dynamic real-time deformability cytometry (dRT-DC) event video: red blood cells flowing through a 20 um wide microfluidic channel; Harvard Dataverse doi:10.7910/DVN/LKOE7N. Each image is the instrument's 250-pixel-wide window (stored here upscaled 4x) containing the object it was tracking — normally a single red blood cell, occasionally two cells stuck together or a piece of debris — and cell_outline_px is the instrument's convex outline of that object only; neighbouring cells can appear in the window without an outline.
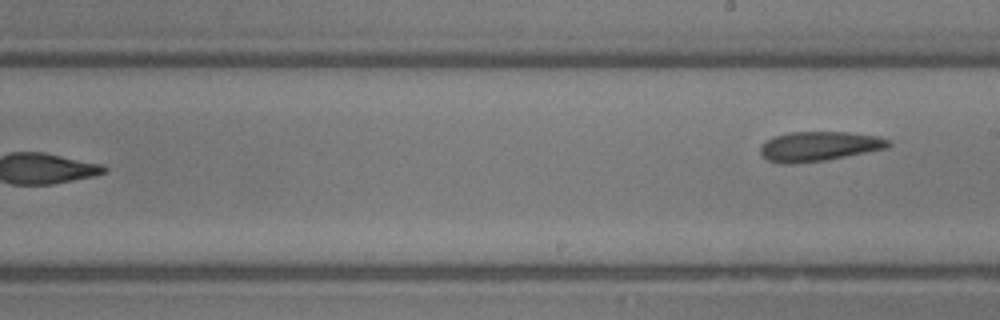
{"species": "common noctule bat (a hibernating species)", "species_latin": "Nyctalus noctula", "temperature_condition": "room temperature", "stored_images_in_passage": 20, "segment_of_instrument_passage": [2, 2], "camera_frame_rate_fps": 3000, "um_per_image_px": 0.085, "animal": {"sex": "male", "body_mass_g": 13.3}, "frame": {"image": 1, "passage_image": 20, "time_ms": 6.333, "image_size_px": [1000, 320], "cell_outline_px": [[892, 144], [888, 148], [828, 160], [796, 164], [780, 164], [768, 160], [760, 152], [760, 148], [764, 140], [772, 136], [788, 132], [848, 132], [880, 136], [892, 140]], "centroid_in_image_um": [69.63, 12.43], "position_along_channel_um": 219.4, "area_um2": 22.66}}